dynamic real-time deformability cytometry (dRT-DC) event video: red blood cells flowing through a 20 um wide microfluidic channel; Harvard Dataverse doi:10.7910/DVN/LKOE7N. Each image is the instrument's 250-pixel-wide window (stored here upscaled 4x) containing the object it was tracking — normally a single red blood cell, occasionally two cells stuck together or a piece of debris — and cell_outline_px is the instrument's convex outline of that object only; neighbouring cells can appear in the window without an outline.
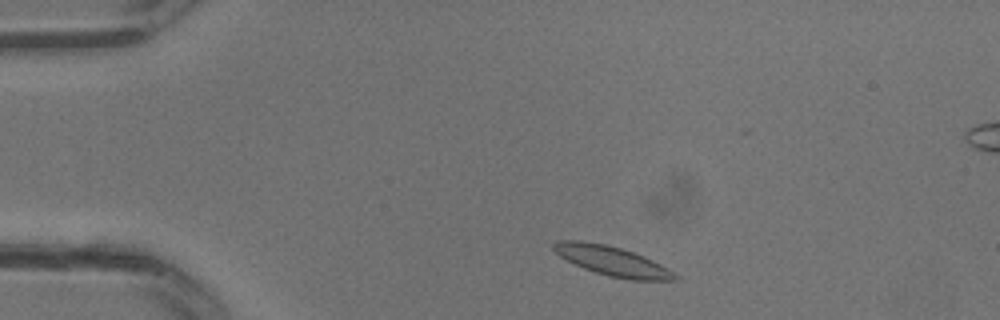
{"species": "common noctule bat (a hibernating species)", "species_latin": "Nyctalus noctula", "temperature_condition": "warm", "stored_images_in_passage": 28, "camera_frame_rate_fps": 3000, "um_per_image_px": 0.085, "animal": {"sex": "male", "body_mass_g": 13.3}, "frame": {"image": 1, "passage_image": 2, "time_ms": 0.333, "image_size_px": [1000, 320], "cell_outline_px": [[680, 280], [632, 280], [608, 276], [584, 268], [560, 256], [552, 248], [552, 244], [556, 240], [580, 240], [604, 244], [620, 248], [644, 256], [668, 268], [680, 276]], "centroid_in_image_um": [52.06, 22.19], "position_along_channel_um": 32.9, "area_um2": 20.75}}
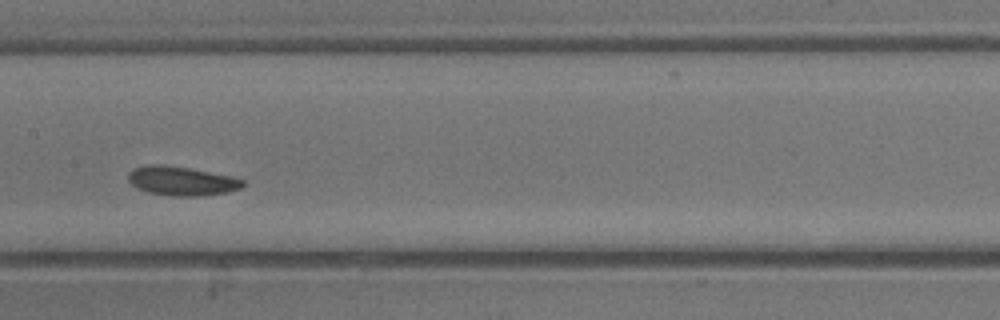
{"frame": {"image": 2, "passage_image": 12, "time_ms": 3.667, "image_size_px": [1000, 320], "cell_outline_px": [[244, 184], [240, 188], [228, 192], [200, 196], [172, 196], [148, 192], [136, 188], [128, 180], [128, 172], [132, 168], [148, 164], [164, 164], [188, 168], [232, 176], [244, 180]], "centroid_in_image_um": [15.4, 15.37], "position_along_channel_um": 192.0, "area_um2": 19.54}}
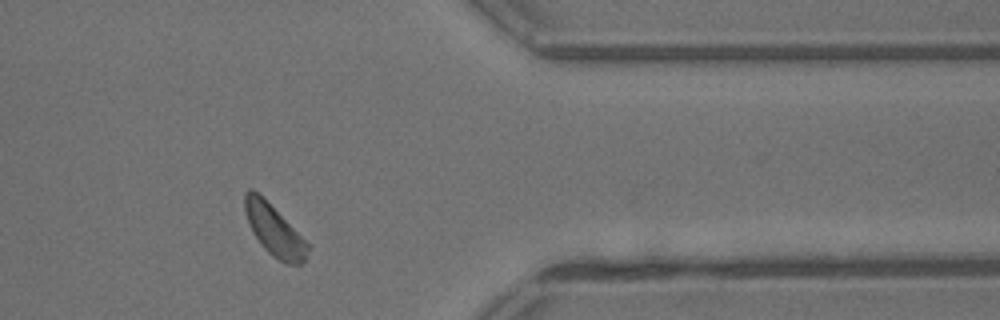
{"frame": {"image": 3, "passage_image": 22, "time_ms": 7.0, "image_size_px": [1000, 320], "cell_outline_px": [[312, 248], [304, 260], [300, 264], [284, 264], [272, 256], [264, 248], [252, 232], [244, 212], [244, 192], [248, 188], [252, 188], [312, 244]], "centroid_in_image_um": [23.35, 19.61], "position_along_channel_um": 388.1, "area_um2": 18.96}}